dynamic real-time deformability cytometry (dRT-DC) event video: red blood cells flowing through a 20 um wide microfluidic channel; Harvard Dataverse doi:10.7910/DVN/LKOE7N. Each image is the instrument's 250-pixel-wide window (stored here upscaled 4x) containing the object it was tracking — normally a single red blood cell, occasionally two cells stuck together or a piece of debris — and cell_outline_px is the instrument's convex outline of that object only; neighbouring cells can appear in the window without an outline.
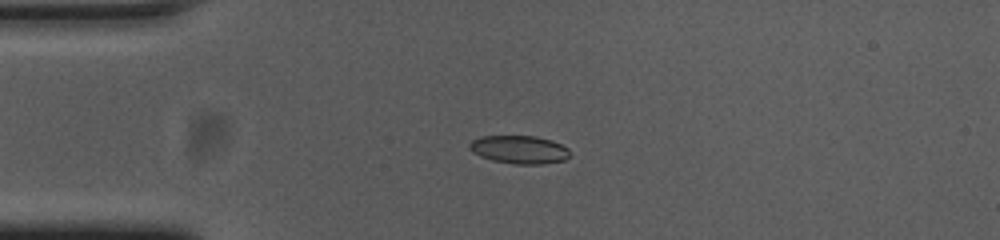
{"species": "common noctule bat (a hibernating species)", "species_latin": "Nyctalus noctula", "temperature_condition": "cold", "stored_images_in_passage": 43, "camera_frame_rate_fps": 3000, "um_per_image_px": 0.085, "animal": {"sex": "female", "body_mass_g": 23.0, "forearm_length_mm": 53.4}, "frame": {"image": 1, "passage_image": 1, "time_ms": 0.0, "image_size_px": [1000, 240], "cell_outline_px": [[568, 156], [564, 160], [540, 164], [516, 164], [492, 160], [480, 156], [472, 152], [468, 148], [468, 144], [472, 140], [480, 136], [536, 136], [552, 140], [568, 148]], "centroid_in_image_um": [44.09, 12.7], "position_along_channel_um": 40.9, "area_um2": 16.42}}
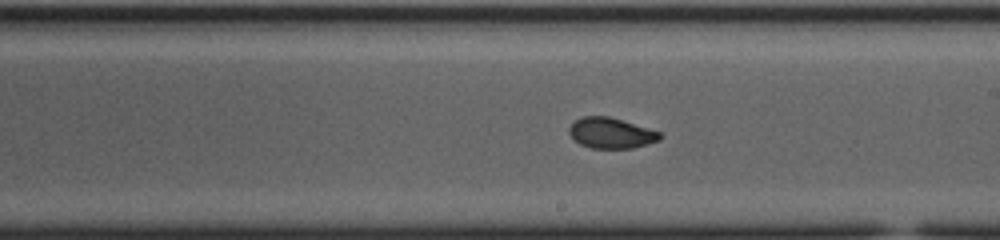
{"frame": {"image": 2, "passage_image": 19, "time_ms": 6.0, "image_size_px": [1000, 240], "cell_outline_px": [[664, 136], [660, 140], [632, 148], [592, 148], [580, 144], [568, 132], [568, 128], [580, 116], [608, 116], [660, 132]], "centroid_in_image_um": [51.94, 11.31], "position_along_channel_um": 237.1, "area_um2": 16.01}}
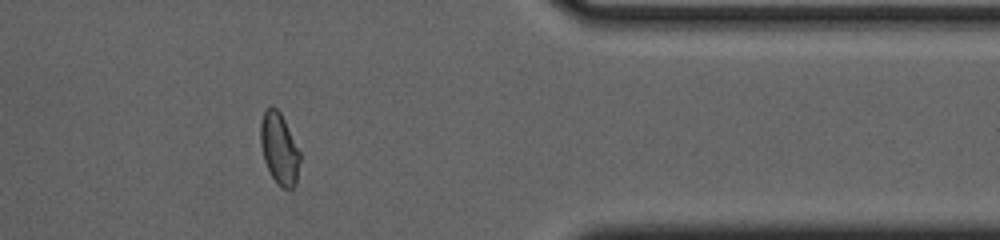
{"frame": {"image": 3, "passage_image": 33, "time_ms": 10.667, "image_size_px": [1000, 240], "cell_outline_px": [[300, 160], [296, 184], [292, 188], [284, 188], [272, 176], [264, 160], [260, 144], [260, 120], [264, 112], [272, 104], [280, 112], [300, 152]], "centroid_in_image_um": [23.73, 12.6], "position_along_channel_um": 387.7, "area_um2": 16.18}, "authors_computed_cell_mechanics": {"area_um2": 16.7042, "velocity_mm_per_s": 3.6681, "shape_relaxation_time_tau1_ms": 8.2772, "shape_relaxation_time_tau2_ms": 1.3217, "deformation_change_tau1": 0.1817, "deformation_change_tau2": 0.0537}}